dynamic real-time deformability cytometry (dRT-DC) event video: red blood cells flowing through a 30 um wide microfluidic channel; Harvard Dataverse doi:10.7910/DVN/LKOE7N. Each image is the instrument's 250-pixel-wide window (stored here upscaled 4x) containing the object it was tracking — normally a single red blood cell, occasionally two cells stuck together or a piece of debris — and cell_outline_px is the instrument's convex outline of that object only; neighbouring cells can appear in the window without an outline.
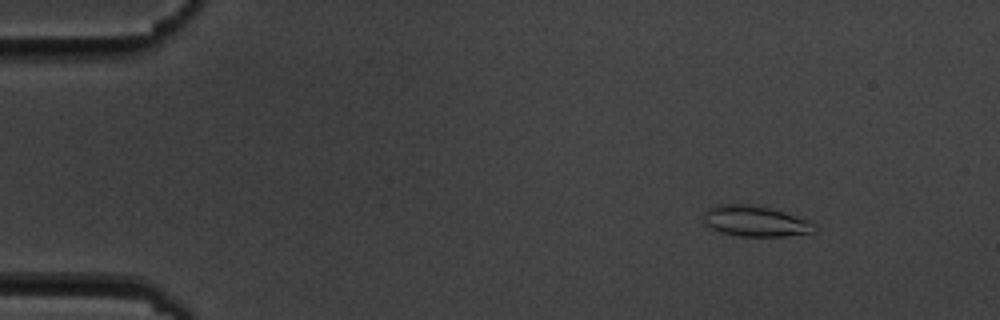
{"species": "common noctule bat (a hibernating species)", "species_latin": "Nyctalus noctula", "temperature_condition": "cold", "stored_images_in_passage": 5, "camera_frame_rate_fps": 3000, "um_per_image_px": 0.085, "animal": {"sex": "male", "body_mass_g": 19.5, "forearm_length_mm": 54.6}, "frame": {"image": 1, "passage_image": 2, "time_ms": 1.333, "image_size_px": [1000, 320], "cell_outline_px": [[816, 232], [784, 236], [740, 236], [720, 232], [712, 228], [704, 220], [704, 212], [708, 208], [720, 204], [744, 204], [768, 208], [816, 224]], "centroid_in_image_um": [64.17, 18.81], "position_along_channel_um": 20.8, "area_um2": 19.25}}
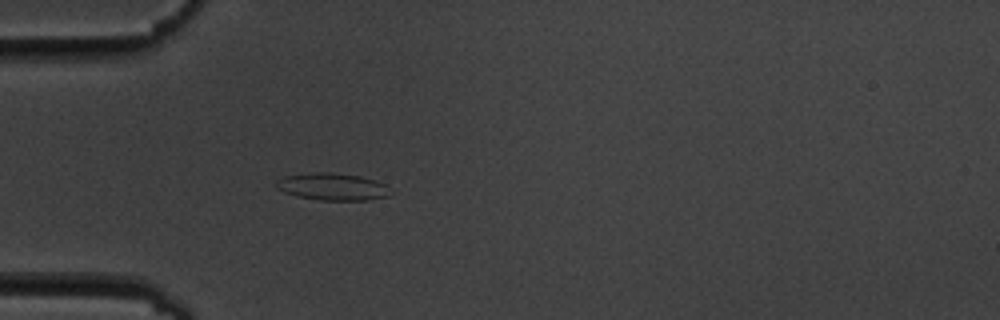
{"frame": {"image": 2, "passage_image": 5, "time_ms": 4.667, "image_size_px": [1000, 320], "cell_outline_px": [[388, 196], [368, 200], [320, 200], [296, 196], [284, 192], [276, 188], [276, 180], [284, 176], [316, 172], [328, 172], [360, 176], [384, 184]], "centroid_in_image_um": [28.17, 15.87], "position_along_channel_um": 56.8, "area_um2": 17.74}}